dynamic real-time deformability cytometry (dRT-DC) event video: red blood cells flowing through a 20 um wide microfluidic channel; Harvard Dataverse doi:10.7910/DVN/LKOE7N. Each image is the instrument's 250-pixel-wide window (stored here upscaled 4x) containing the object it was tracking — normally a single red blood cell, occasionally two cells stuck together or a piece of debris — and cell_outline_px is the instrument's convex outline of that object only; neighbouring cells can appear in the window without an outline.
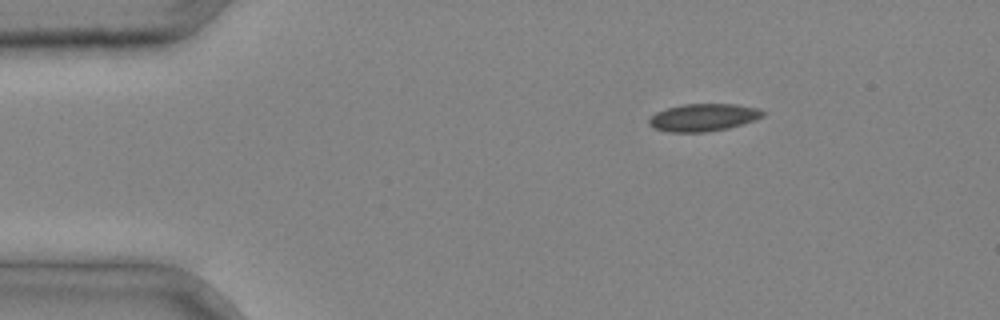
{"species": "common noctule bat (a hibernating species)", "species_latin": "Nyctalus noctula", "temperature_condition": "cold", "stored_images_in_passage": 3, "camera_frame_rate_fps": 3000, "um_per_image_px": 0.085, "animal": {"sex": "male", "body_mass_g": 20.4}, "frame": {"image": 1, "passage_image": 1, "time_ms": 0.0, "image_size_px": [1000, 320], "cell_outline_px": [[764, 116], [756, 120], [728, 128], [704, 132], [668, 132], [656, 128], [648, 124], [648, 120], [656, 112], [680, 104], [736, 104], [756, 108], [764, 112]], "centroid_in_image_um": [59.78, 9.98], "position_along_channel_um": 25.2, "area_um2": 18.15}}
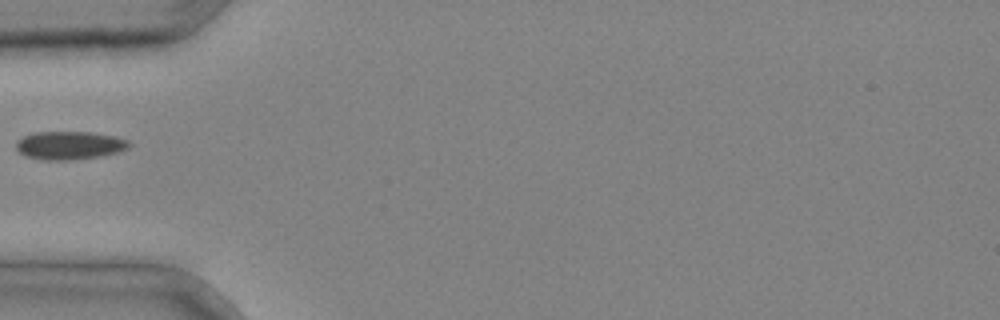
{"frame": {"image": 2, "passage_image": 3, "time_ms": 0.667, "image_size_px": [1000, 320], "cell_outline_px": [[132, 144], [128, 148], [116, 152], [100, 156], [76, 160], [40, 160], [28, 156], [20, 152], [16, 148], [16, 144], [24, 136], [36, 132], [92, 132], [112, 136], [128, 140]], "centroid_in_image_um": [5.93, 12.36], "position_along_channel_um": 79.1, "area_um2": 18.44}}